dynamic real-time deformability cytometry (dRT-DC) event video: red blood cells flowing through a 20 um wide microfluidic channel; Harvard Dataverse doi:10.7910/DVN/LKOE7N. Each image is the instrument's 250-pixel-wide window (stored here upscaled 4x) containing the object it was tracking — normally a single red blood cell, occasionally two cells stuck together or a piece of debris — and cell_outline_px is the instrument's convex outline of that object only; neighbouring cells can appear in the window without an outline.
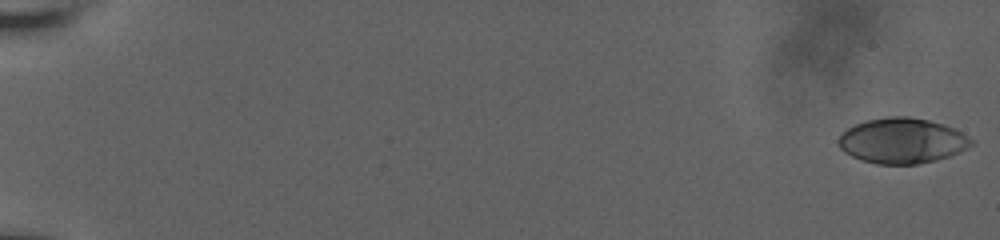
{"species": "human", "species_latin": "Homo sapiens", "temperature_condition": "room temperature", "stored_images_in_passage": 22, "camera_frame_rate_fps": 3000, "um_per_image_px": 0.085, "donor": {"sex": "male"}, "frame": {"image": 1, "passage_image": 1, "time_ms": 0.0, "image_size_px": [1000, 240], "cell_outline_px": [[972, 144], [968, 148], [960, 152], [936, 160], [916, 164], [876, 164], [860, 160], [844, 152], [840, 148], [836, 140], [848, 128], [856, 124], [868, 120], [888, 116], [908, 116], [928, 120], [944, 124], [956, 128], [972, 140]], "centroid_in_image_um": [76.67, 11.96], "position_along_channel_um": 8.3, "area_um2": 35.14}}
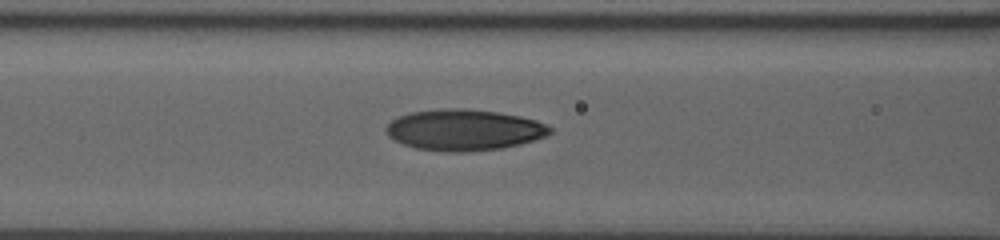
{"frame": {"image": 2, "passage_image": 19, "time_ms": 9.0, "image_size_px": [1000, 240], "cell_outline_px": [[552, 132], [544, 136], [520, 144], [504, 148], [468, 152], [444, 152], [416, 148], [392, 140], [388, 136], [384, 128], [392, 120], [400, 116], [412, 112], [448, 108], [468, 108], [496, 112], [520, 116], [536, 120], [548, 124], [552, 128]], "centroid_in_image_um": [39.44, 11.05], "position_along_channel_um": 127.2, "area_um2": 39.42}}
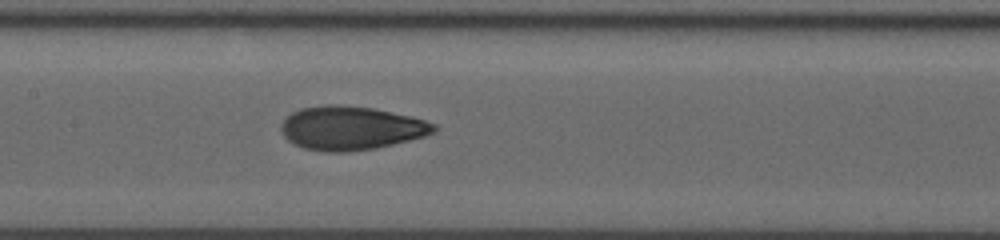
{"frame": {"image": 3, "passage_image": 22, "time_ms": 10.333, "image_size_px": [1000, 240], "cell_outline_px": [[436, 132], [424, 136], [376, 148], [348, 152], [324, 152], [304, 148], [288, 140], [284, 136], [280, 128], [284, 120], [292, 112], [300, 108], [324, 104], [340, 104], [372, 108], [412, 116], [436, 124]], "centroid_in_image_um": [29.83, 10.88], "position_along_channel_um": 177.6, "area_um2": 38.96}}